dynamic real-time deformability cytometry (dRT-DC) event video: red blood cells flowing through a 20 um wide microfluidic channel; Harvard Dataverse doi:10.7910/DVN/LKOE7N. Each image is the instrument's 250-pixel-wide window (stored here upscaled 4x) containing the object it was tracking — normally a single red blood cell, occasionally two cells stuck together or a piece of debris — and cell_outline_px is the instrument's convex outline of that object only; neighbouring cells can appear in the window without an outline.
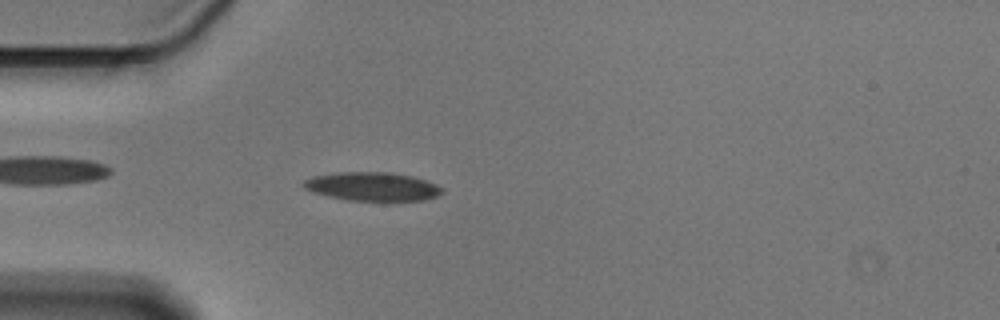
{"species": "Egyptian fruit bat (a non-hibernating species)", "species_latin": "Rousettus aegyptiacus", "temperature_condition": "cold", "stored_images_in_passage": 45, "camera_frame_rate_fps": 3000, "um_per_image_px": 0.085, "animal": {"sex": "male"}, "frame": {"image": 1, "passage_image": 5, "time_ms": 1.333, "image_size_px": [1000, 320], "cell_outline_px": [[444, 192], [436, 196], [424, 200], [348, 200], [328, 196], [312, 192], [304, 188], [300, 184], [304, 180], [312, 176], [340, 172], [384, 172], [412, 176], [436, 184], [444, 188]], "centroid_in_image_um": [31.62, 15.85], "position_along_channel_um": 53.4, "area_um2": 23.0}}
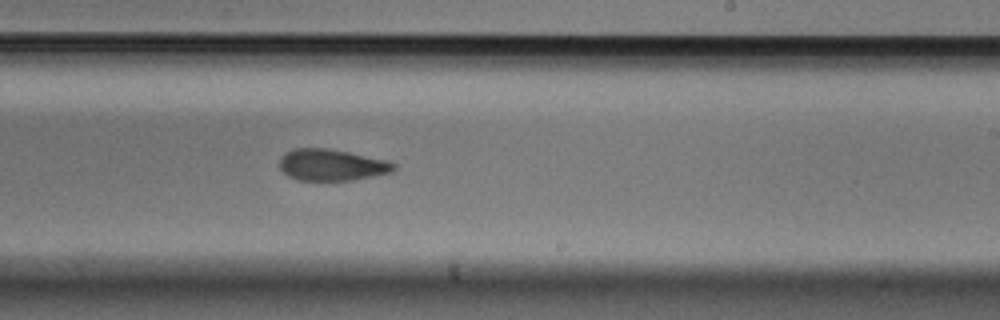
{"frame": {"image": 2, "passage_image": 23, "time_ms": 7.333, "image_size_px": [1000, 320], "cell_outline_px": [[396, 168], [392, 172], [352, 180], [296, 180], [288, 176], [280, 168], [280, 160], [284, 152], [296, 148], [328, 148], [388, 160], [396, 164]], "centroid_in_image_um": [28.19, 14.01], "position_along_channel_um": 260.8, "area_um2": 20.98}}
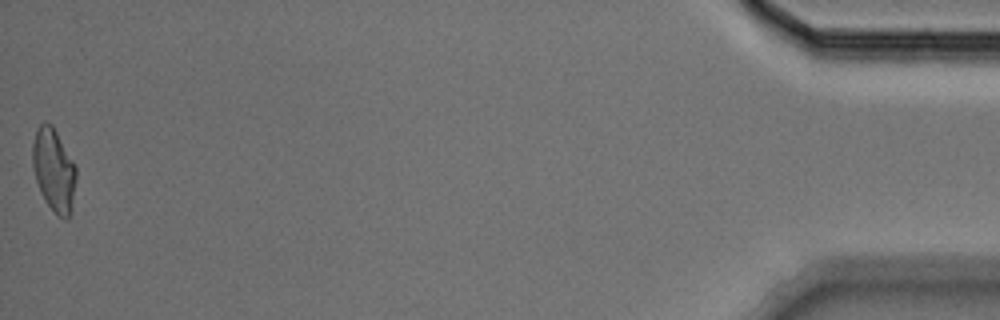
{"frame": {"image": 3, "passage_image": 45, "time_ms": 14.667, "image_size_px": [1000, 320], "cell_outline_px": [[76, 180], [72, 212], [68, 220], [64, 220], [56, 216], [44, 200], [40, 192], [32, 168], [32, 144], [36, 128], [44, 120], [52, 124], [76, 164]], "centroid_in_image_um": [4.58, 14.48], "position_along_channel_um": 430.6, "area_um2": 21.85}, "authors_computed_cell_mechanics": {"area_um2": 21.8484, "velocity_mm_per_s": 3.5868, "shape_relaxation_time_tau1_ms": 3.7271, "shape_relaxation_time_tau2_ms": 4.2462, "deformation_change_tau1": 0.1261, "deformation_change_tau2": 0.1065}}